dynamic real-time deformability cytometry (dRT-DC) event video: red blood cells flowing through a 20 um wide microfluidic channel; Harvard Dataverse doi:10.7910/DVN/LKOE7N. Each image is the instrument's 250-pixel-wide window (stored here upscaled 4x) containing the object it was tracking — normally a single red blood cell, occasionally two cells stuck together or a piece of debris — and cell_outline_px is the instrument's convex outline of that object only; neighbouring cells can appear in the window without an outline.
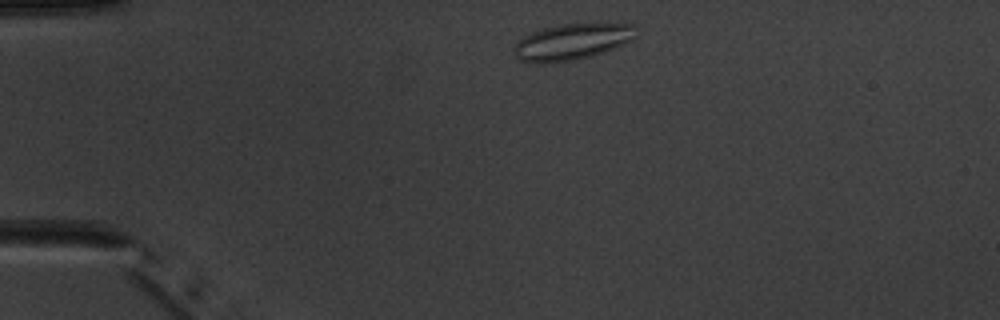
{"species": "common noctule bat (a hibernating species)", "species_latin": "Nyctalus noctula", "temperature_condition": "warm", "stored_images_in_passage": 2, "camera_frame_rate_fps": 3000, "um_per_image_px": 0.085, "animal": {"sex": "male", "body_mass_g": 20.1, "forearm_length_mm": 53.5}, "frame": {"image": 1, "passage_image": 1, "time_ms": 0.0, "image_size_px": [1000, 320], "cell_outline_px": [[640, 28], [636, 36], [632, 40], [624, 44], [604, 52], [592, 56], [572, 60], [544, 64], [528, 64], [520, 60], [516, 56], [512, 48], [516, 40], [532, 32], [544, 28], [560, 24], [632, 24]], "centroid_in_image_um": [48.6, 3.57], "position_along_channel_um": 36.4, "area_um2": 26.13}}